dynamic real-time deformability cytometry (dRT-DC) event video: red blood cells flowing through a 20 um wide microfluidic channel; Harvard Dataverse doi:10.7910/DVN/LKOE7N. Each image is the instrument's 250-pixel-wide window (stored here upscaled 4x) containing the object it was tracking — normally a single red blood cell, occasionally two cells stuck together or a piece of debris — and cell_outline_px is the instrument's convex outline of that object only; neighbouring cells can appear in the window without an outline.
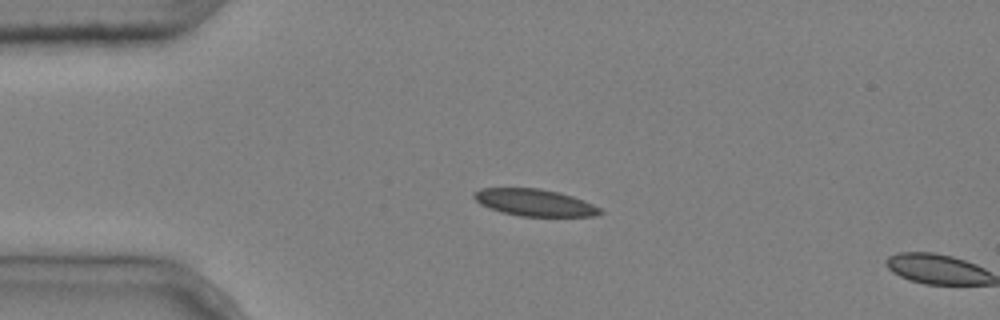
{"species": "common noctule bat (a hibernating species)", "species_latin": "Nyctalus noctula", "temperature_condition": "cold", "stored_images_in_passage": 4, "segment_of_instrument_passage": [1, 2], "camera_frame_rate_fps": 3000, "um_per_image_px": 0.085, "animal": {"sex": "male", "body_mass_g": 20.4}, "frame": {"image": 1, "passage_image": 3, "time_ms": 0.667, "image_size_px": [1000, 320], "cell_outline_px": [[604, 212], [596, 216], [520, 216], [500, 212], [488, 208], [480, 204], [472, 196], [472, 192], [480, 188], [540, 188], [572, 196], [592, 204], [600, 208]], "centroid_in_image_um": [45.39, 17.22], "position_along_channel_um": 39.6, "area_um2": 19.83}}